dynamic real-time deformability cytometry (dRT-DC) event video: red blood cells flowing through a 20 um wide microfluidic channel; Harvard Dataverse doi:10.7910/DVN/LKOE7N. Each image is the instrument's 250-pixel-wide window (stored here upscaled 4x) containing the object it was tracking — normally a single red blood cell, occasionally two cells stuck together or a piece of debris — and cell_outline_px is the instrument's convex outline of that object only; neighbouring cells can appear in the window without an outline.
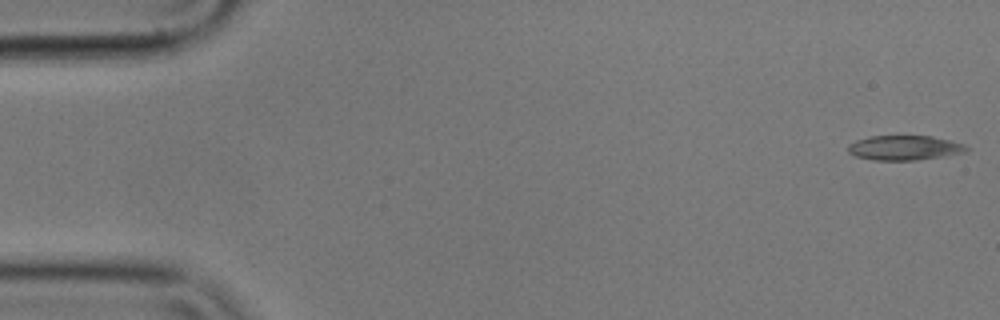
{"species": "common noctule bat (a hibernating species)", "species_latin": "Nyctalus noctula", "temperature_condition": "cold", "stored_images_in_passage": 20, "camera_frame_rate_fps": 3000, "um_per_image_px": 0.085, "animal": {"sex": "male", "body_mass_g": 17.9}, "frame": {"image": 1, "passage_image": 1, "time_ms": 0.0, "image_size_px": [1000, 320], "cell_outline_px": [[968, 152], [916, 160], [872, 160], [856, 156], [848, 152], [848, 144], [856, 140], [872, 136], [932, 136], [964, 144], [968, 148]], "centroid_in_image_um": [76.87, 12.56], "position_along_channel_um": 8.1, "area_um2": 16.94}}
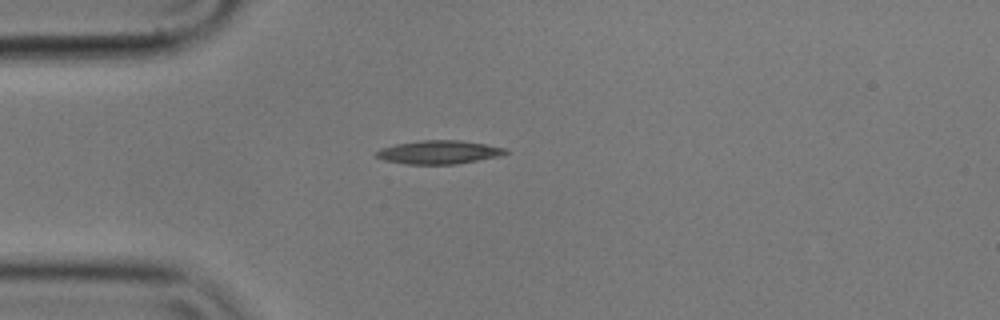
{"frame": {"image": 2, "passage_image": 14, "time_ms": 4.333, "image_size_px": [1000, 320], "cell_outline_px": [[512, 152], [500, 156], [456, 164], [404, 164], [384, 160], [376, 156], [376, 152], [380, 148], [396, 144], [420, 140], [460, 140], [508, 148]], "centroid_in_image_um": [37.35, 12.93], "position_along_channel_um": 47.7, "area_um2": 17.8}}
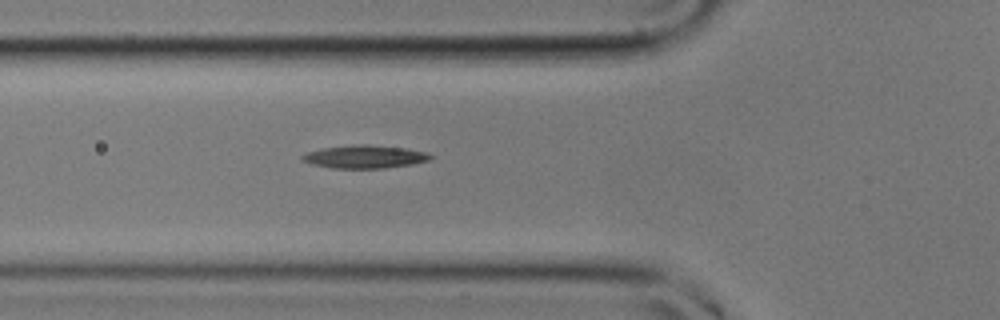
{"frame": {"image": 3, "passage_image": 19, "time_ms": 6.0, "image_size_px": [1000, 320], "cell_outline_px": [[432, 156], [428, 160], [412, 164], [384, 168], [332, 168], [312, 164], [304, 160], [300, 156], [308, 152], [324, 148], [356, 144], [368, 144], [408, 148], [428, 152]], "centroid_in_image_um": [31.04, 13.31], "position_along_channel_um": 94.8, "area_um2": 17.11}}